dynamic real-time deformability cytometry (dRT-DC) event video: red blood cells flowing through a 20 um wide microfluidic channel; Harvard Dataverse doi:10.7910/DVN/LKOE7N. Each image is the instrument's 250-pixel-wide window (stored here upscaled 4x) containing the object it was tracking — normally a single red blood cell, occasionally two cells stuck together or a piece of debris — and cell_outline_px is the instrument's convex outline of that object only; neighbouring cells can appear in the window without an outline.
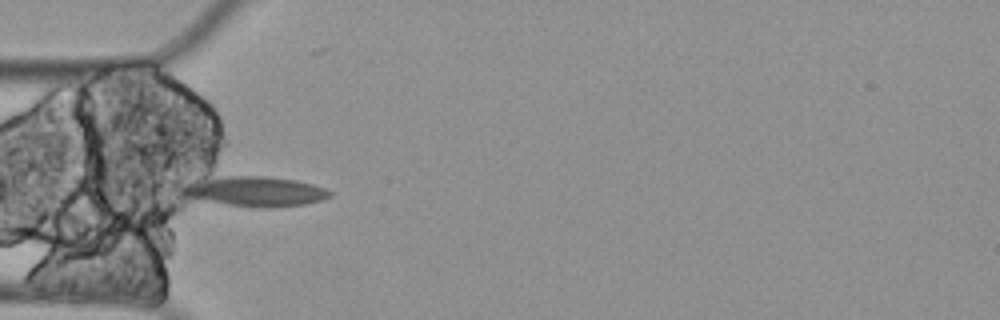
{"species": "Egyptian fruit bat (a non-hibernating species)", "species_latin": "Rousettus aegyptiacus", "temperature_condition": "cold", "stored_images_in_passage": 9, "camera_frame_rate_fps": 3000, "um_per_image_px": 0.085, "animal": {"sex": "female"}, "frame": {"image": 1, "passage_image": 4, "time_ms": 1.0, "image_size_px": [1000, 320], "cell_outline_px": [[332, 196], [320, 200], [304, 204], [272, 208], [264, 208], [228, 204], [192, 196], [188, 184], [192, 180], [224, 176], [264, 176], [296, 180], [312, 184], [324, 188], [332, 192]], "centroid_in_image_um": [21.89, 16.25], "position_along_channel_um": 63.1, "area_um2": 24.68}}
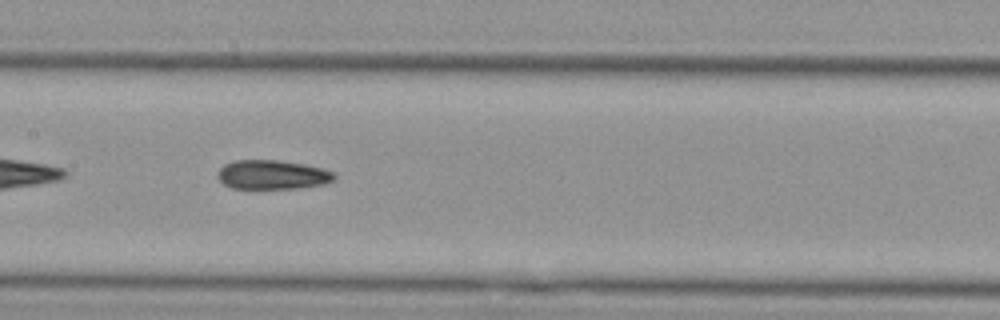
{"frame": {"image": 2, "passage_image": 7, "time_ms": 2.0, "image_size_px": [1000, 320], "cell_outline_px": [[336, 176], [332, 180], [320, 184], [296, 188], [232, 188], [224, 184], [216, 176], [216, 172], [224, 164], [232, 160], [276, 160], [304, 164], [336, 172]], "centroid_in_image_um": [23.09, 14.83], "position_along_channel_um": 184.3, "area_um2": 19.71}}
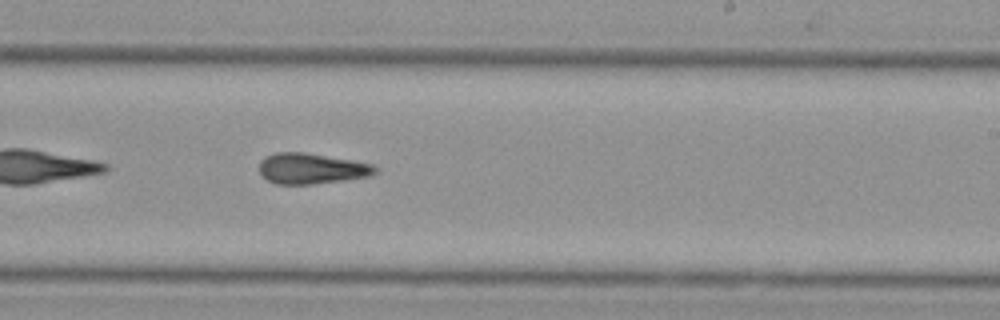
{"frame": {"image": 3, "passage_image": 9, "time_ms": 2.667, "image_size_px": [1000, 320], "cell_outline_px": [[380, 168], [372, 176], [344, 180], [312, 184], [276, 184], [268, 180], [260, 172], [260, 160], [264, 156], [276, 152], [304, 152], [352, 160], [372, 164]], "centroid_in_image_um": [26.5, 14.32], "position_along_channel_um": 262.5, "area_um2": 20.81}}